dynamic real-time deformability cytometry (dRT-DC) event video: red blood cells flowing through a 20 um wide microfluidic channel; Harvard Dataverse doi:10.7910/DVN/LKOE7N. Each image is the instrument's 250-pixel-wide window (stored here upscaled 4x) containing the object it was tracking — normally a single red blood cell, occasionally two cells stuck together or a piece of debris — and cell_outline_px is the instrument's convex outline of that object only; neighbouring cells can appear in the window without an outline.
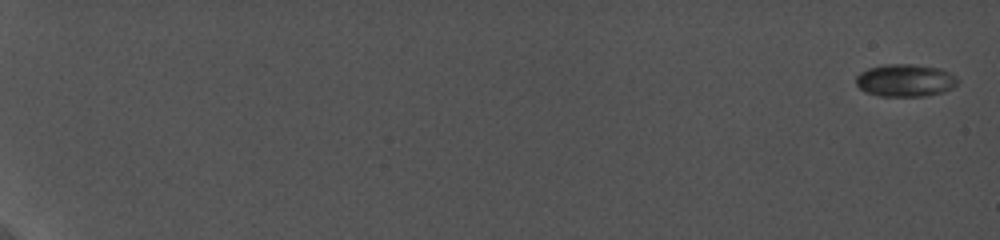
{"species": "common noctule bat (a hibernating species)", "species_latin": "Nyctalus noctula", "temperature_condition": "cold", "stored_images_in_passage": 38, "camera_frame_rate_fps": 5000, "um_per_image_px": 0.085, "animal": {"sex": "female", "body_mass_g": 19.0, "forearm_length_mm": 56.7}, "frame": {"image": 1, "passage_image": 1, "time_ms": 0.0, "image_size_px": [1000, 240], "cell_outline_px": [[960, 80], [952, 88], [944, 92], [924, 96], [880, 96], [864, 92], [856, 84], [856, 76], [860, 72], [868, 68], [884, 64], [912, 64], [940, 68], [956, 76]], "centroid_in_image_um": [76.94, 6.83], "position_along_channel_um": 8.1, "area_um2": 19.42}}
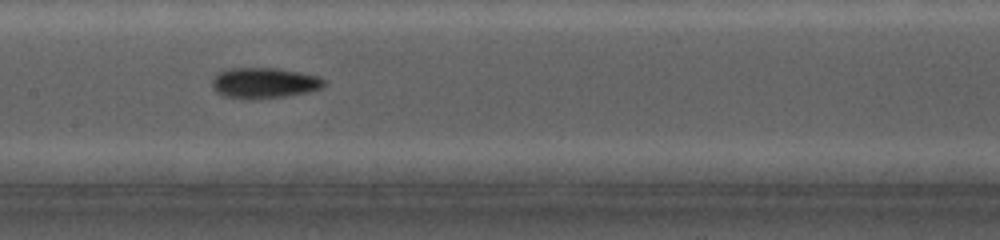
{"frame": {"image": 2, "passage_image": 28, "time_ms": 11.4, "image_size_px": [1000, 240], "cell_outline_px": [[328, 84], [324, 88], [308, 92], [284, 96], [252, 100], [224, 96], [216, 92], [212, 88], [212, 80], [216, 72], [232, 68], [276, 68], [300, 72], [316, 76], [328, 80]], "centroid_in_image_um": [22.48, 7.05], "position_along_channel_um": 184.9, "area_um2": 20.35}}
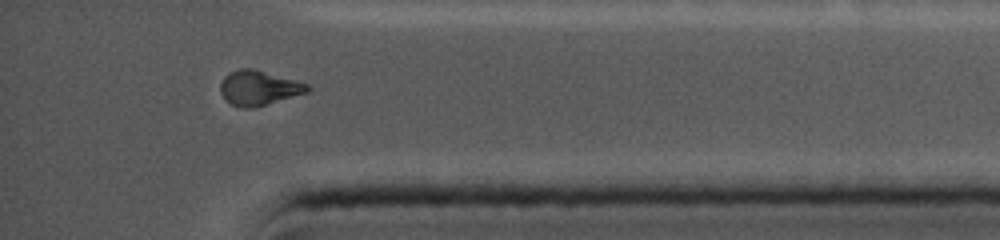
{"frame": {"image": 3, "passage_image": 38, "time_ms": 17.4, "image_size_px": [1000, 240], "cell_outline_px": [[312, 88], [308, 92], [252, 108], [240, 108], [232, 104], [220, 92], [220, 84], [224, 76], [228, 72], [240, 68], [256, 68], [308, 84]], "centroid_in_image_um": [21.99, 7.45], "position_along_channel_um": 413.2, "area_um2": 17.63}}